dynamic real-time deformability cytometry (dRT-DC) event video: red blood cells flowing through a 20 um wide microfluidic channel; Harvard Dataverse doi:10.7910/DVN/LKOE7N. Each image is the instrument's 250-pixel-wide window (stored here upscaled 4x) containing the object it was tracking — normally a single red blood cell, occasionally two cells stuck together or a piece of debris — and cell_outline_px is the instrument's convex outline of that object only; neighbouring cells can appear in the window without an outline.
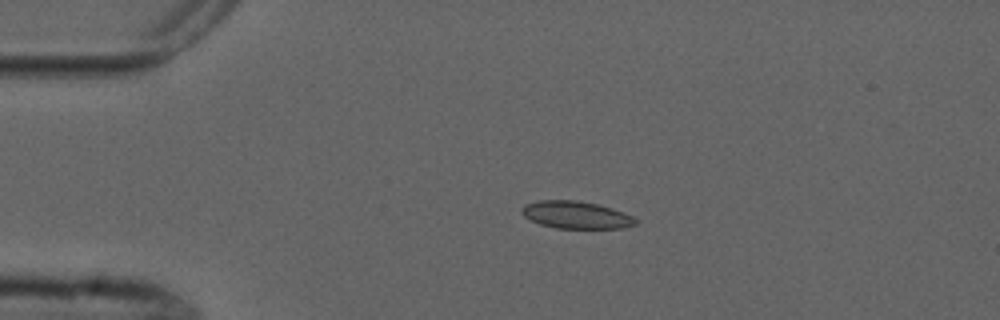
{"species": "common noctule bat (a hibernating species)", "species_latin": "Nyctalus noctula", "temperature_condition": "cold", "stored_images_in_passage": 3, "camera_frame_rate_fps": 3000, "um_per_image_px": 0.085, "animal": {"sex": "male", "forearm_length_mm": 52.5}, "frame": {"image": 1, "passage_image": 2, "time_ms": 1.0, "image_size_px": [1000, 320], "cell_outline_px": [[636, 224], [620, 228], [556, 228], [540, 224], [524, 216], [520, 212], [520, 208], [524, 204], [536, 200], [576, 200], [596, 204], [612, 208], [632, 216], [636, 220]], "centroid_in_image_um": [48.9, 18.25], "position_along_channel_um": 36.1, "area_um2": 18.09}}